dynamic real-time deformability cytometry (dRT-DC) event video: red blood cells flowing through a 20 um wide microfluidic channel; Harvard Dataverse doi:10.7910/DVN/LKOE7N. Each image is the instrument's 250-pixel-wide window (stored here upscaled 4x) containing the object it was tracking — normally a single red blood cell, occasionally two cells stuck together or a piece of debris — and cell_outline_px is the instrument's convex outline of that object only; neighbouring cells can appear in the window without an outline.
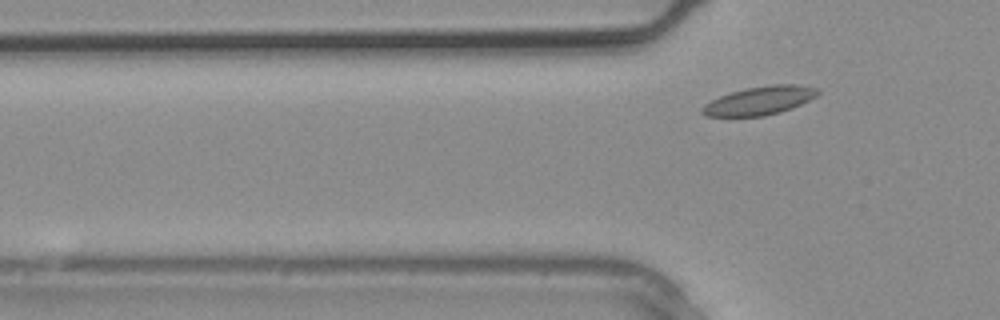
{"species": "common noctule bat (a hibernating species)", "species_latin": "Nyctalus noctula", "temperature_condition": "warm", "stored_images_in_passage": 2, "camera_frame_rate_fps": 3000, "um_per_image_px": 0.085, "animal": {"sex": "male", "body_mass_g": 20.4}, "frame": {"image": 1, "passage_image": 2, "time_ms": 0.333, "image_size_px": [1000, 320], "cell_outline_px": [[820, 92], [816, 96], [792, 108], [780, 112], [764, 116], [708, 116], [700, 112], [700, 108], [704, 104], [720, 96], [732, 92], [748, 88], [772, 84], [796, 84], [816, 88]], "centroid_in_image_um": [64.55, 8.55], "position_along_channel_um": 61.2, "area_um2": 18.96}}